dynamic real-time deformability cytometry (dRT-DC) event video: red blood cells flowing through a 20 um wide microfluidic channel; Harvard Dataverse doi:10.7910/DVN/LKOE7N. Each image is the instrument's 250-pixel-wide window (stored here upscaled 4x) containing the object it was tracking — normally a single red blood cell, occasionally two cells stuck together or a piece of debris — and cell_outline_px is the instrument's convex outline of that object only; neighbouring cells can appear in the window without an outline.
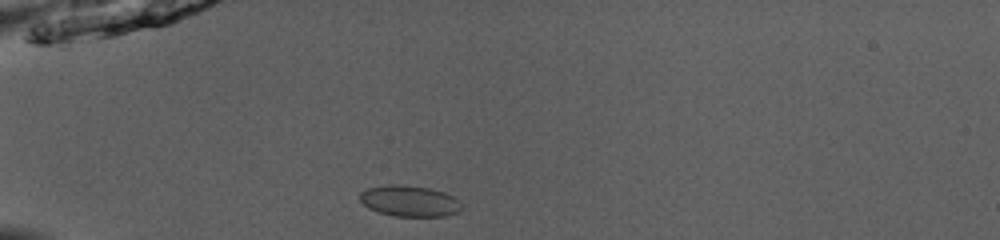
{"species": "common noctule bat (a hibernating species)", "species_latin": "Nyctalus noctula", "temperature_condition": "room temperature", "stored_images_in_passage": 36, "camera_frame_rate_fps": 3000, "um_per_image_px": 0.085, "animal": {"sex": "male", "body_mass_g": 13.0, "forearm_length_mm": 53.1}, "frame": {"image": 1, "passage_image": 1, "time_ms": 0.0, "image_size_px": [1000, 240], "cell_outline_px": [[460, 208], [456, 212], [444, 216], [396, 216], [376, 212], [368, 208], [360, 200], [360, 192], [368, 188], [392, 184], [396, 184], [428, 188], [444, 192], [452, 196], [460, 204]], "centroid_in_image_um": [34.75, 17.09], "position_along_channel_um": 50.3, "area_um2": 18.09}}
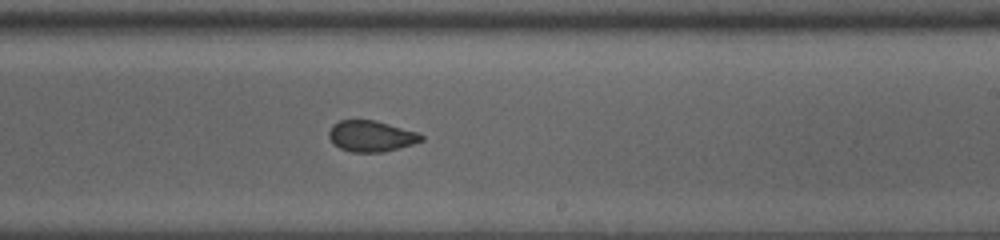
{"frame": {"image": 2, "passage_image": 18, "time_ms": 5.667, "image_size_px": [1000, 240], "cell_outline_px": [[424, 140], [412, 144], [384, 152], [352, 152], [340, 148], [328, 136], [328, 132], [332, 124], [340, 120], [376, 120], [416, 132], [424, 136]], "centroid_in_image_um": [31.54, 11.56], "position_along_channel_um": 257.5, "area_um2": 16.59}}
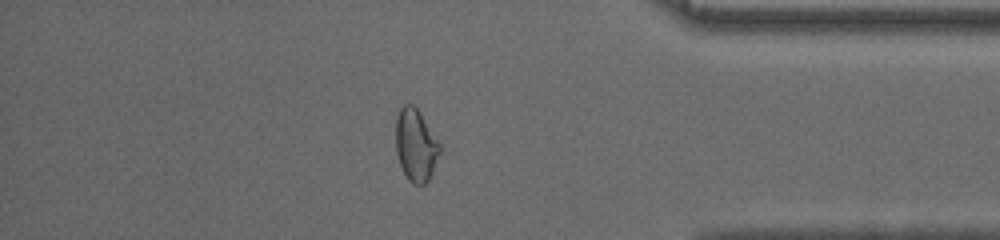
{"frame": {"image": 3, "passage_image": 30, "time_ms": 9.667, "image_size_px": [1000, 240], "cell_outline_px": [[440, 152], [432, 172], [428, 180], [424, 184], [412, 184], [408, 180], [400, 164], [396, 152], [396, 116], [400, 108], [404, 104], [412, 104], [420, 112], [440, 144]], "centroid_in_image_um": [35.32, 12.32], "position_along_channel_um": 399.9, "area_um2": 18.38}, "authors_computed_cell_mechanics": {"area_um2": 17.6001, "velocity_mm_per_s": 4.0165, "shape_relaxation_time_tau1_ms": null, "shape_relaxation_time_tau2_ms": 1.0843, "deformation_change_tau1": null, "deformation_change_tau2": 0.0486}}